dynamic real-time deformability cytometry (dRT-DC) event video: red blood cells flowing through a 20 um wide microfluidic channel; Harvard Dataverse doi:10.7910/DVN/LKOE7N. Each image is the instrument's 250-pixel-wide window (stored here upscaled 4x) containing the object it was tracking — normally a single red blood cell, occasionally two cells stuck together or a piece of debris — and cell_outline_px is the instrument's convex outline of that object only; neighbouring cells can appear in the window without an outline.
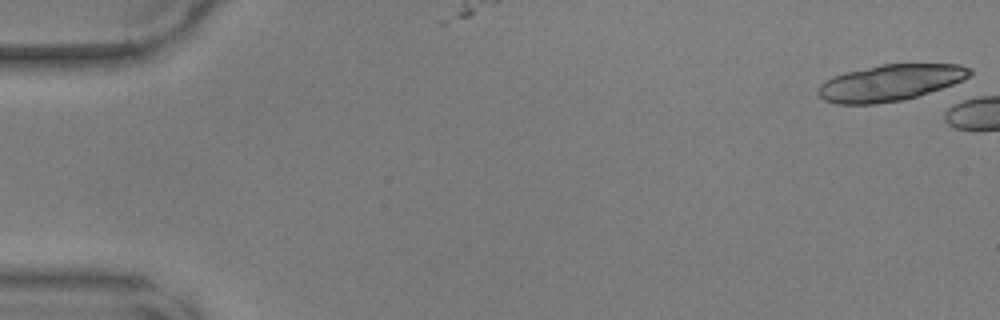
{"species": "common noctule bat (a hibernating species)", "species_latin": "Nyctalus noctula", "temperature_condition": "warm", "stored_images_in_passage": 4, "camera_frame_rate_fps": 3000, "um_per_image_px": 0.085, "animal": {"sex": "male", "body_mass_g": 17.9, "forearm_length_mm": 54.2}, "frame": {"image": 1, "passage_image": 1, "time_ms": 0.0, "image_size_px": [1000, 320], "cell_outline_px": [[972, 72], [964, 80], [904, 100], [876, 104], [836, 104], [824, 100], [816, 92], [820, 84], [824, 80], [832, 76], [844, 72], [880, 64], [960, 64], [972, 68]], "centroid_in_image_um": [75.62, 7.03], "position_along_channel_um": 9.4, "area_um2": 32.25}}